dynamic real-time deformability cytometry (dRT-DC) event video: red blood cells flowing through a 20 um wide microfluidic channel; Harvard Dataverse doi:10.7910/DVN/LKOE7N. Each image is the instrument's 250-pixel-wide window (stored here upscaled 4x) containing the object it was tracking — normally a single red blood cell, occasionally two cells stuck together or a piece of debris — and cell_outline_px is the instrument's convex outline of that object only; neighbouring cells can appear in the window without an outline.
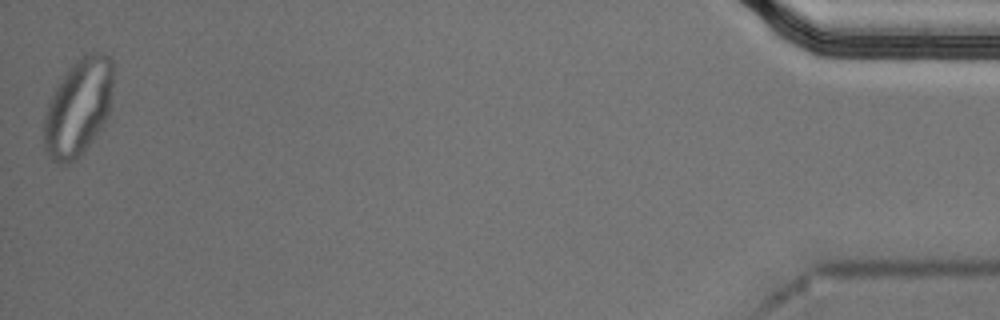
{"species": "Egyptian fruit bat (a non-hibernating species)", "species_latin": "Rousettus aegyptiacus", "temperature_condition": "cold", "stored_images_in_passage": 50, "segment_of_instrument_passage": [2, 2], "camera_frame_rate_fps": 3000, "um_per_image_px": 0.085, "animal": {"sex": "male"}, "frame": {"image": 1, "passage_image": 50, "time_ms": 16.333, "image_size_px": [1000, 320], "cell_outline_px": [[112, 88], [108, 116], [104, 124], [80, 156], [76, 160], [68, 164], [56, 164], [48, 156], [44, 148], [44, 116], [48, 104], [56, 88], [68, 68], [84, 52], [104, 52], [112, 60]], "centroid_in_image_um": [6.65, 9.13], "position_along_channel_um": 428.5, "area_um2": 39.3}}